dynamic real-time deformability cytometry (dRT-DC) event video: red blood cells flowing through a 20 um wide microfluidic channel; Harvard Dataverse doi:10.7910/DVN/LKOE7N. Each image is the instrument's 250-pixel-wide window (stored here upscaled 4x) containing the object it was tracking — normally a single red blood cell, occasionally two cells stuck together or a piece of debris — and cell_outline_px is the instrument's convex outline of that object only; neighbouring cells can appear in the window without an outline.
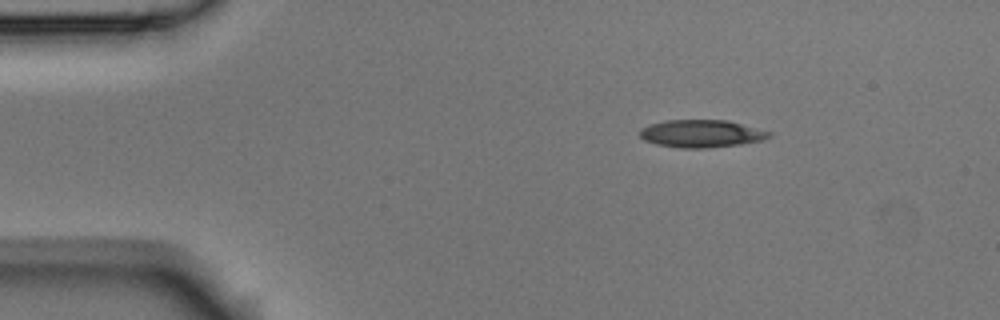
{"species": "Egyptian fruit bat (a non-hibernating species)", "species_latin": "Rousettus aegyptiacus", "temperature_condition": "room temperature", "stored_images_in_passage": 3, "camera_frame_rate_fps": 3000, "um_per_image_px": 0.085, "animal": {"sex": "male"}, "frame": {"image": 1, "passage_image": 1, "time_ms": 0.0, "image_size_px": [1000, 320], "cell_outline_px": [[772, 136], [760, 140], [740, 144], [704, 148], [680, 148], [656, 144], [644, 140], [640, 136], [640, 128], [664, 120], [728, 120], [772, 132]], "centroid_in_image_um": [59.61, 11.35], "position_along_channel_um": 25.4, "area_um2": 20.69}}